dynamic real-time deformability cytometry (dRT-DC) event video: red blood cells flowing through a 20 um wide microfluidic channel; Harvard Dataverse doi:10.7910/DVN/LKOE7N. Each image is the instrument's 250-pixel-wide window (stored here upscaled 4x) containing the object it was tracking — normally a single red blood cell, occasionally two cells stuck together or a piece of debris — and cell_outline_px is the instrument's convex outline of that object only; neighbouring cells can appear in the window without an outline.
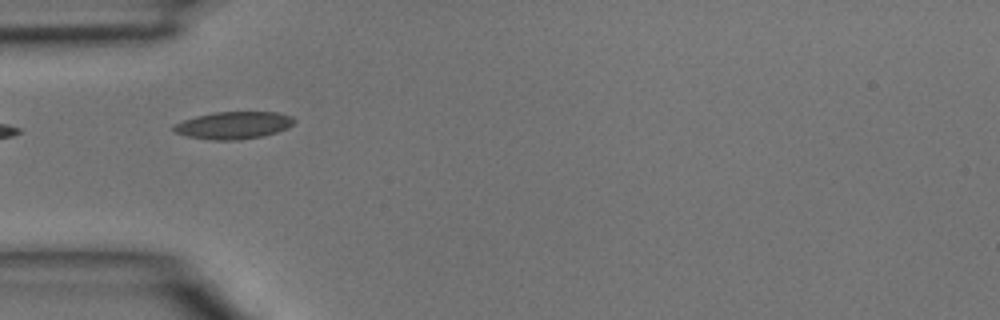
{"species": "common noctule bat (a hibernating species)", "species_latin": "Nyctalus noctula", "temperature_condition": "room temperature", "stored_images_in_passage": 5, "camera_frame_rate_fps": 3000, "um_per_image_px": 0.085, "animal": {"sex": "male", "body_mass_g": 15.6}, "frame": {"image": 1, "passage_image": 5, "time_ms": 1.333, "image_size_px": [1000, 320], "cell_outline_px": [[296, 120], [288, 128], [264, 136], [240, 140], [212, 140], [188, 136], [176, 132], [172, 128], [176, 124], [184, 120], [196, 116], [216, 112], [276, 112], [292, 116]], "centroid_in_image_um": [19.89, 10.65], "position_along_channel_um": 65.1, "area_um2": 19.07}}